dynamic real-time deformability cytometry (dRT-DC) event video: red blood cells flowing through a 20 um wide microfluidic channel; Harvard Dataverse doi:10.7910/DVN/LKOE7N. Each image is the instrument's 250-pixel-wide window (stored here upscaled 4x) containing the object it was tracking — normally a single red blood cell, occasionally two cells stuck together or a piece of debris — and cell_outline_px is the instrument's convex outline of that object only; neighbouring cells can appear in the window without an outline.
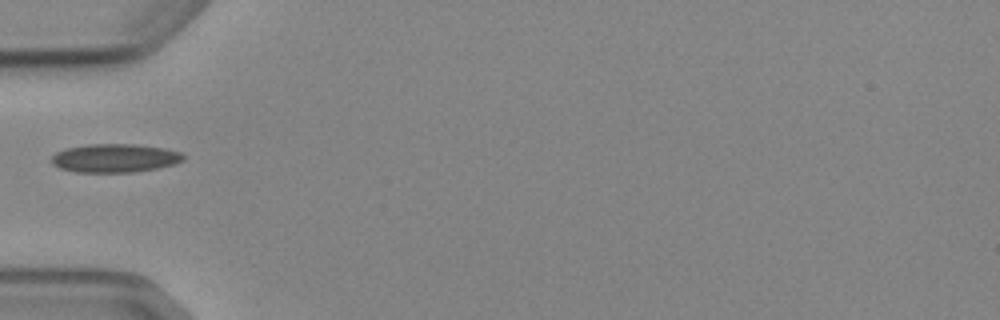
{"species": "Egyptian fruit bat (a non-hibernating species)", "species_latin": "Rousettus aegyptiacus", "temperature_condition": "cold", "stored_images_in_passage": 1, "camera_frame_rate_fps": 3000, "um_per_image_px": 0.085, "animal": {"sex": "female"}, "frame": {"image": 1, "passage_image": 1, "time_ms": 0.0, "image_size_px": [1000, 320], "cell_outline_px": [[184, 160], [172, 164], [156, 168], [132, 172], [76, 172], [60, 168], [52, 164], [52, 156], [56, 152], [64, 148], [88, 144], [132, 144], [164, 148], [180, 152], [184, 156]], "centroid_in_image_um": [9.72, 13.43], "position_along_channel_um": 75.3, "area_um2": 21.79}}